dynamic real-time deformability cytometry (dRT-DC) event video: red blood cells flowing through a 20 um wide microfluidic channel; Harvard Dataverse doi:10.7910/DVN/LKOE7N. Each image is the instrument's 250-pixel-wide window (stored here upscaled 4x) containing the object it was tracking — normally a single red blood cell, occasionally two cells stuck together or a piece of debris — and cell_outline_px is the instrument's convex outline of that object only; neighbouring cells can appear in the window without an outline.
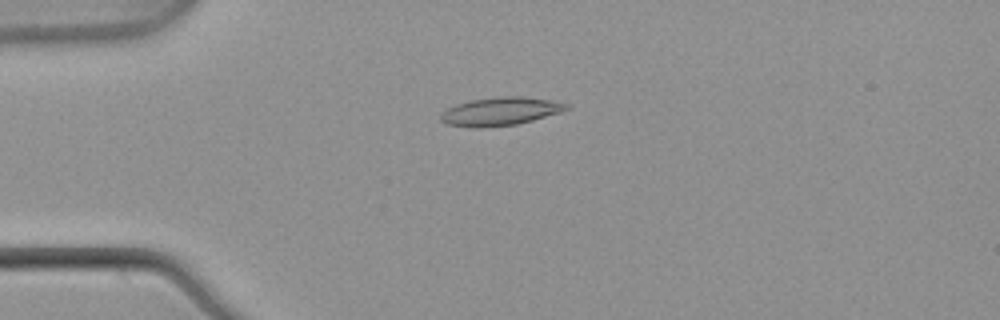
{"species": "common noctule bat (a hibernating species)", "species_latin": "Nyctalus noctula", "temperature_condition": "warm", "stored_images_in_passage": 52, "camera_frame_rate_fps": 3000, "um_per_image_px": 0.085, "animal": {"sex": "male", "body_mass_g": 21.5, "forearm_length_mm": 52.0}, "frame": {"image": 1, "passage_image": 13, "time_ms": 4.0, "image_size_px": [1000, 320], "cell_outline_px": [[568, 108], [560, 112], [532, 120], [516, 124], [476, 128], [448, 124], [440, 120], [440, 116], [448, 108], [456, 104], [472, 100], [500, 96], [520, 96], [552, 100], [568, 104]], "centroid_in_image_um": [42.53, 9.46], "position_along_channel_um": 42.5, "area_um2": 20.35}}
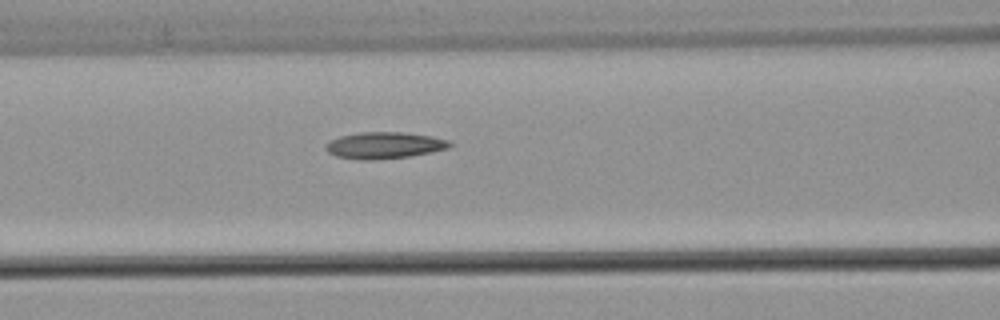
{"frame": {"image": 2, "passage_image": 22, "time_ms": 7.0, "image_size_px": [1000, 320], "cell_outline_px": [[452, 144], [448, 148], [408, 156], [372, 160], [360, 160], [336, 156], [328, 152], [324, 148], [324, 144], [340, 136], [360, 132], [404, 132], [432, 136], [448, 140]], "centroid_in_image_um": [32.62, 12.34], "position_along_channel_um": 134.0, "area_um2": 19.07}}
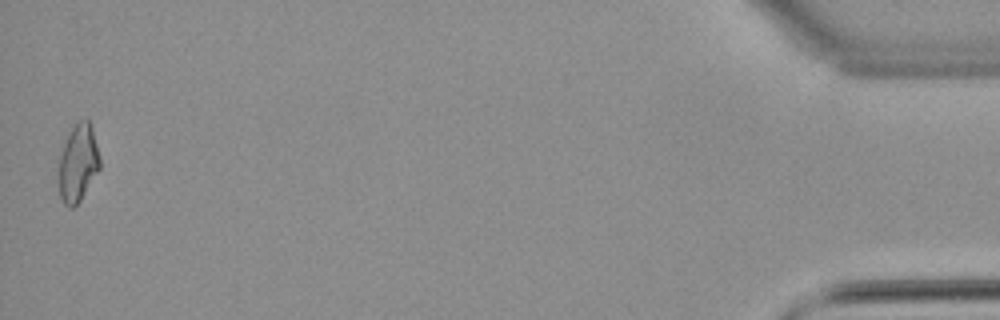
{"frame": {"image": 3, "passage_image": 52, "time_ms": 17.0, "image_size_px": [1000, 320], "cell_outline_px": [[100, 168], [80, 200], [72, 208], [68, 208], [64, 204], [60, 196], [56, 172], [60, 156], [64, 144], [72, 128], [80, 120], [88, 120], [92, 128], [100, 156]], "centroid_in_image_um": [6.6, 13.9], "position_along_channel_um": 428.6, "area_um2": 18.61}, "authors_computed_cell_mechanics": {"area_um2": 18.5827, "velocity_mm_per_s": 3.8922, "shape_relaxation_time_tau1_ms": null, "shape_relaxation_time_tau2_ms": 7.2894, "deformation_change_tau1": null, "deformation_change_tau2": 0.1869}}